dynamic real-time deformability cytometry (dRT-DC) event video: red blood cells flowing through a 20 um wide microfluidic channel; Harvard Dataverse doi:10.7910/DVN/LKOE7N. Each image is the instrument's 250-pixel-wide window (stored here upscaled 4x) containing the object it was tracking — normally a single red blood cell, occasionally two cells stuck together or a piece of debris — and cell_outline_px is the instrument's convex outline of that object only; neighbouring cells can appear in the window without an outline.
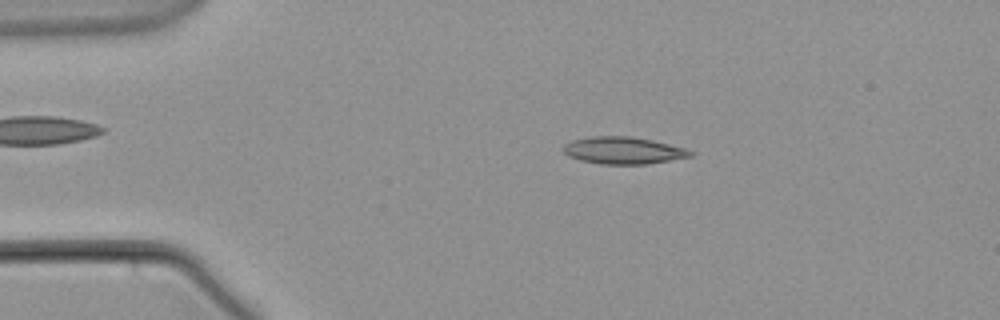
{"species": "common noctule bat (a hibernating species)", "species_latin": "Nyctalus noctula", "temperature_condition": "warm", "stored_images_in_passage": 58, "camera_frame_rate_fps": 3000, "um_per_image_px": 0.085, "animal": {"sex": "male", "body_mass_g": 21.5, "forearm_length_mm": 52.0}, "frame": {"image": 1, "passage_image": 11, "time_ms": 3.333, "image_size_px": [1000, 320], "cell_outline_px": [[696, 152], [692, 156], [648, 164], [600, 164], [580, 160], [568, 156], [560, 148], [564, 144], [572, 140], [592, 136], [632, 136], [652, 140], [684, 148]], "centroid_in_image_um": [52.95, 12.78], "position_along_channel_um": 32.0, "area_um2": 20.17}}
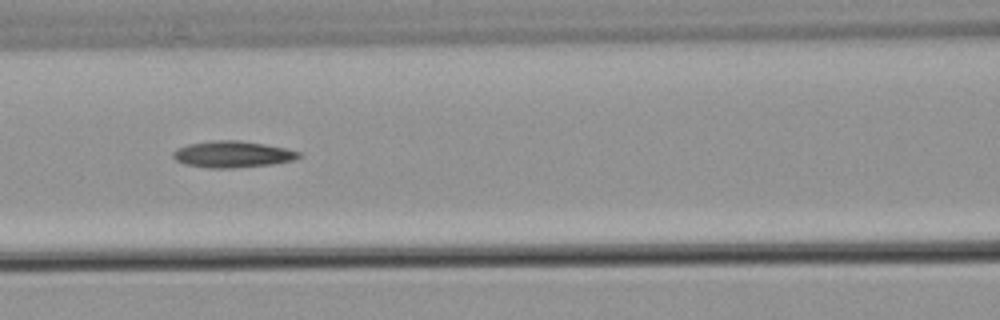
{"frame": {"image": 2, "passage_image": 25, "time_ms": 8.0, "image_size_px": [1000, 320], "cell_outline_px": [[300, 156], [292, 160], [272, 164], [232, 168], [208, 168], [184, 164], [176, 160], [172, 156], [172, 152], [176, 148], [188, 144], [208, 140], [240, 140], [264, 144], [284, 148], [300, 152]], "centroid_in_image_um": [19.69, 13.1], "position_along_channel_um": 146.9, "area_um2": 19.42}}
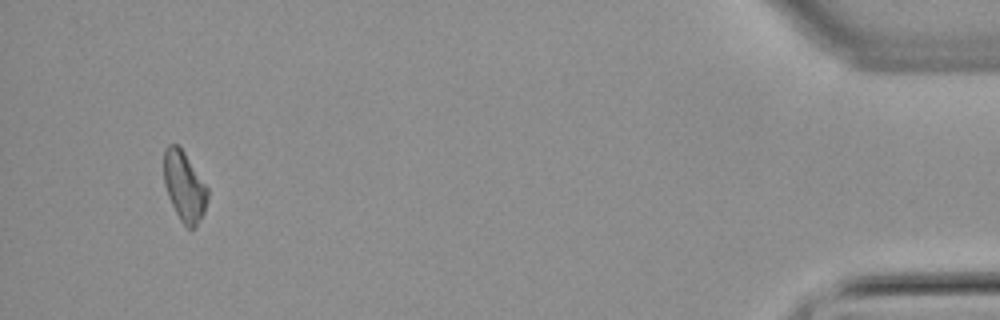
{"frame": {"image": 3, "passage_image": 55, "time_ms": 18.0, "image_size_px": [1000, 320], "cell_outline_px": [[208, 196], [204, 212], [200, 220], [192, 228], [188, 228], [180, 220], [168, 196], [164, 184], [164, 148], [168, 144], [176, 144], [184, 152], [208, 188]], "centroid_in_image_um": [15.66, 15.83], "position_along_channel_um": 419.5, "area_um2": 17.57}}